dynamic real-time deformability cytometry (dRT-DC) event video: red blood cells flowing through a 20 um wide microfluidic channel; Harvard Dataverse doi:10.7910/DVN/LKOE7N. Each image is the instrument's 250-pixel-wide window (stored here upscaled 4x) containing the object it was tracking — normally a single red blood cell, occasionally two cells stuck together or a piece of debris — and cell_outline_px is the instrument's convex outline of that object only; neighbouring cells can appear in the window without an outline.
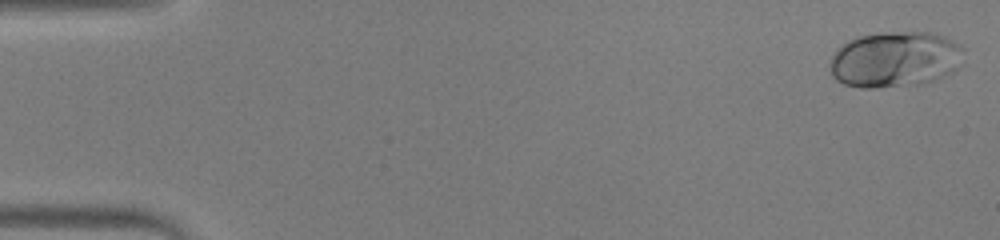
{"species": "human", "species_latin": "Homo sapiens", "temperature_condition": "warm", "stored_images_in_passage": 52, "camera_frame_rate_fps": 3000, "um_per_image_px": 0.085, "donor": {"sex": "male"}, "frame": {"image": 1, "passage_image": 1, "time_ms": 0.0, "image_size_px": [1000, 240], "cell_outline_px": [[964, 48], [956, 68], [952, 72], [936, 80], [924, 84], [876, 88], [860, 88], [844, 84], [836, 80], [832, 76], [832, 56], [848, 40], [856, 36], [880, 32], [928, 32], [944, 36]], "centroid_in_image_um": [76.07, 5.06], "position_along_channel_um": 8.9, "area_um2": 43.47}}
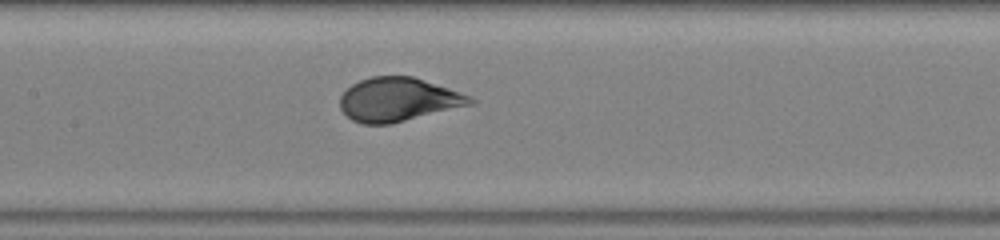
{"frame": {"image": 2, "passage_image": 25, "time_ms": 8.0, "image_size_px": [1000, 240], "cell_outline_px": [[476, 104], [392, 124], [364, 124], [352, 120], [340, 108], [340, 96], [352, 84], [360, 80], [372, 76], [412, 76], [472, 96], [476, 100]], "centroid_in_image_um": [33.89, 8.47], "position_along_channel_um": 173.5, "area_um2": 33.35}}
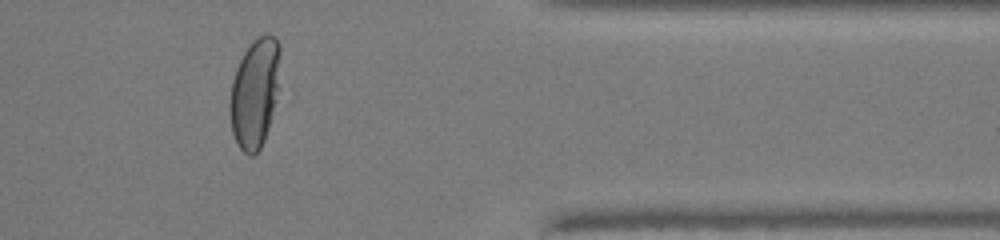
{"frame": {"image": 3, "passage_image": 43, "time_ms": 14.0, "image_size_px": [1000, 240], "cell_outline_px": [[280, 52], [276, 100], [268, 128], [264, 140], [260, 148], [252, 156], [248, 156], [240, 148], [232, 132], [232, 80], [236, 68], [244, 52], [252, 40], [256, 36], [268, 32], [276, 36], [280, 44]], "centroid_in_image_um": [21.69, 7.82], "position_along_channel_um": 389.7, "area_um2": 31.56}, "authors_computed_cell_mechanics": {"area_um2": 34.4488, "velocity_mm_per_s": 3.9225, "shape_relaxation_time_tau1_ms": 3.5057, "shape_relaxation_time_tau2_ms": null, "deformation_change_tau1": 0.1998, "deformation_change_tau2": null}}